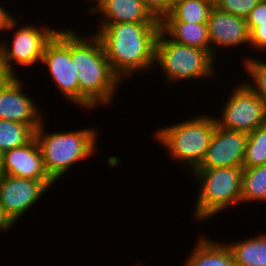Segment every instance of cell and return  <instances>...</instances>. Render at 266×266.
<instances>
[{"mask_svg": "<svg viewBox=\"0 0 266 266\" xmlns=\"http://www.w3.org/2000/svg\"><path fill=\"white\" fill-rule=\"evenodd\" d=\"M160 22L99 24L94 33L102 42L113 72L123 81L139 71L155 67Z\"/></svg>", "mask_w": 266, "mask_h": 266, "instance_id": "1", "label": "cell"}, {"mask_svg": "<svg viewBox=\"0 0 266 266\" xmlns=\"http://www.w3.org/2000/svg\"><path fill=\"white\" fill-rule=\"evenodd\" d=\"M80 36L71 30V60L77 70L79 106L92 110L99 104H111L122 82L113 72L101 40L94 34L89 38Z\"/></svg>", "mask_w": 266, "mask_h": 266, "instance_id": "2", "label": "cell"}, {"mask_svg": "<svg viewBox=\"0 0 266 266\" xmlns=\"http://www.w3.org/2000/svg\"><path fill=\"white\" fill-rule=\"evenodd\" d=\"M45 123L35 130V139L42 153L46 173L54 181L67 173L79 161H83L96 151L98 132L94 128H84L67 132H46Z\"/></svg>", "mask_w": 266, "mask_h": 266, "instance_id": "3", "label": "cell"}, {"mask_svg": "<svg viewBox=\"0 0 266 266\" xmlns=\"http://www.w3.org/2000/svg\"><path fill=\"white\" fill-rule=\"evenodd\" d=\"M216 127V118L206 114L161 127L154 134L174 160L192 167L193 172L203 160Z\"/></svg>", "mask_w": 266, "mask_h": 266, "instance_id": "4", "label": "cell"}, {"mask_svg": "<svg viewBox=\"0 0 266 266\" xmlns=\"http://www.w3.org/2000/svg\"><path fill=\"white\" fill-rule=\"evenodd\" d=\"M193 172L201 186L194 208L197 221L207 220L226 211L227 206L241 203L242 167L195 169Z\"/></svg>", "mask_w": 266, "mask_h": 266, "instance_id": "5", "label": "cell"}, {"mask_svg": "<svg viewBox=\"0 0 266 266\" xmlns=\"http://www.w3.org/2000/svg\"><path fill=\"white\" fill-rule=\"evenodd\" d=\"M154 64L160 66L166 82L212 78L216 73L215 58L207 50L174 42L162 31L156 41Z\"/></svg>", "mask_w": 266, "mask_h": 266, "instance_id": "6", "label": "cell"}, {"mask_svg": "<svg viewBox=\"0 0 266 266\" xmlns=\"http://www.w3.org/2000/svg\"><path fill=\"white\" fill-rule=\"evenodd\" d=\"M17 24L18 20L14 17L6 29L7 32L14 31L11 44L10 41L0 43V70L9 76H17L14 64L26 68L41 62L46 44L59 31L48 26L39 28L35 25L18 28Z\"/></svg>", "mask_w": 266, "mask_h": 266, "instance_id": "7", "label": "cell"}, {"mask_svg": "<svg viewBox=\"0 0 266 266\" xmlns=\"http://www.w3.org/2000/svg\"><path fill=\"white\" fill-rule=\"evenodd\" d=\"M41 63L65 99L79 106V83L71 60V30L60 29L46 44Z\"/></svg>", "mask_w": 266, "mask_h": 266, "instance_id": "8", "label": "cell"}, {"mask_svg": "<svg viewBox=\"0 0 266 266\" xmlns=\"http://www.w3.org/2000/svg\"><path fill=\"white\" fill-rule=\"evenodd\" d=\"M223 106L217 125L227 130L251 133L266 123V102L258 96L246 81L238 84Z\"/></svg>", "mask_w": 266, "mask_h": 266, "instance_id": "9", "label": "cell"}, {"mask_svg": "<svg viewBox=\"0 0 266 266\" xmlns=\"http://www.w3.org/2000/svg\"><path fill=\"white\" fill-rule=\"evenodd\" d=\"M47 189L48 186L41 180L4 174L0 177V206L12 222L16 223Z\"/></svg>", "mask_w": 266, "mask_h": 266, "instance_id": "10", "label": "cell"}, {"mask_svg": "<svg viewBox=\"0 0 266 266\" xmlns=\"http://www.w3.org/2000/svg\"><path fill=\"white\" fill-rule=\"evenodd\" d=\"M248 134L217 125L203 160L196 169L242 167Z\"/></svg>", "mask_w": 266, "mask_h": 266, "instance_id": "11", "label": "cell"}, {"mask_svg": "<svg viewBox=\"0 0 266 266\" xmlns=\"http://www.w3.org/2000/svg\"><path fill=\"white\" fill-rule=\"evenodd\" d=\"M23 81L11 76L0 87V120L28 124L36 130L44 121L39 107L27 94H24Z\"/></svg>", "mask_w": 266, "mask_h": 266, "instance_id": "12", "label": "cell"}, {"mask_svg": "<svg viewBox=\"0 0 266 266\" xmlns=\"http://www.w3.org/2000/svg\"><path fill=\"white\" fill-rule=\"evenodd\" d=\"M210 54L216 58L218 47L228 48L249 44L250 32L246 18L235 16L213 7L207 21ZM215 46V47H214ZM216 50V51H215Z\"/></svg>", "mask_w": 266, "mask_h": 266, "instance_id": "13", "label": "cell"}, {"mask_svg": "<svg viewBox=\"0 0 266 266\" xmlns=\"http://www.w3.org/2000/svg\"><path fill=\"white\" fill-rule=\"evenodd\" d=\"M4 174L43 181L49 188L54 181L46 173L35 137L23 146L3 152Z\"/></svg>", "mask_w": 266, "mask_h": 266, "instance_id": "14", "label": "cell"}, {"mask_svg": "<svg viewBox=\"0 0 266 266\" xmlns=\"http://www.w3.org/2000/svg\"><path fill=\"white\" fill-rule=\"evenodd\" d=\"M90 12L102 15L100 24L158 22L146 10L142 0H98Z\"/></svg>", "mask_w": 266, "mask_h": 266, "instance_id": "15", "label": "cell"}, {"mask_svg": "<svg viewBox=\"0 0 266 266\" xmlns=\"http://www.w3.org/2000/svg\"><path fill=\"white\" fill-rule=\"evenodd\" d=\"M161 31L172 41L210 53L207 23L162 21Z\"/></svg>", "mask_w": 266, "mask_h": 266, "instance_id": "16", "label": "cell"}, {"mask_svg": "<svg viewBox=\"0 0 266 266\" xmlns=\"http://www.w3.org/2000/svg\"><path fill=\"white\" fill-rule=\"evenodd\" d=\"M199 239L185 266H235L232 252L226 243L214 242L208 237Z\"/></svg>", "mask_w": 266, "mask_h": 266, "instance_id": "17", "label": "cell"}, {"mask_svg": "<svg viewBox=\"0 0 266 266\" xmlns=\"http://www.w3.org/2000/svg\"><path fill=\"white\" fill-rule=\"evenodd\" d=\"M235 266H266V234L227 244Z\"/></svg>", "mask_w": 266, "mask_h": 266, "instance_id": "18", "label": "cell"}, {"mask_svg": "<svg viewBox=\"0 0 266 266\" xmlns=\"http://www.w3.org/2000/svg\"><path fill=\"white\" fill-rule=\"evenodd\" d=\"M213 7L211 0H176L171 13L163 21L207 23Z\"/></svg>", "mask_w": 266, "mask_h": 266, "instance_id": "19", "label": "cell"}, {"mask_svg": "<svg viewBox=\"0 0 266 266\" xmlns=\"http://www.w3.org/2000/svg\"><path fill=\"white\" fill-rule=\"evenodd\" d=\"M266 201V164L243 168L241 203Z\"/></svg>", "mask_w": 266, "mask_h": 266, "instance_id": "20", "label": "cell"}, {"mask_svg": "<svg viewBox=\"0 0 266 266\" xmlns=\"http://www.w3.org/2000/svg\"><path fill=\"white\" fill-rule=\"evenodd\" d=\"M35 137V130L28 124L0 120V151L17 148L29 143Z\"/></svg>", "mask_w": 266, "mask_h": 266, "instance_id": "21", "label": "cell"}, {"mask_svg": "<svg viewBox=\"0 0 266 266\" xmlns=\"http://www.w3.org/2000/svg\"><path fill=\"white\" fill-rule=\"evenodd\" d=\"M266 164V123L248 134L242 168Z\"/></svg>", "mask_w": 266, "mask_h": 266, "instance_id": "22", "label": "cell"}, {"mask_svg": "<svg viewBox=\"0 0 266 266\" xmlns=\"http://www.w3.org/2000/svg\"><path fill=\"white\" fill-rule=\"evenodd\" d=\"M253 58L243 61L244 68L251 78L246 84L266 102V63Z\"/></svg>", "mask_w": 266, "mask_h": 266, "instance_id": "23", "label": "cell"}, {"mask_svg": "<svg viewBox=\"0 0 266 266\" xmlns=\"http://www.w3.org/2000/svg\"><path fill=\"white\" fill-rule=\"evenodd\" d=\"M261 0H216L214 6L223 12L246 18Z\"/></svg>", "mask_w": 266, "mask_h": 266, "instance_id": "24", "label": "cell"}, {"mask_svg": "<svg viewBox=\"0 0 266 266\" xmlns=\"http://www.w3.org/2000/svg\"><path fill=\"white\" fill-rule=\"evenodd\" d=\"M146 10L158 22H162L172 11L176 0H142Z\"/></svg>", "mask_w": 266, "mask_h": 266, "instance_id": "25", "label": "cell"}, {"mask_svg": "<svg viewBox=\"0 0 266 266\" xmlns=\"http://www.w3.org/2000/svg\"><path fill=\"white\" fill-rule=\"evenodd\" d=\"M249 32H251L258 23H266V0H261L246 17Z\"/></svg>", "mask_w": 266, "mask_h": 266, "instance_id": "26", "label": "cell"}, {"mask_svg": "<svg viewBox=\"0 0 266 266\" xmlns=\"http://www.w3.org/2000/svg\"><path fill=\"white\" fill-rule=\"evenodd\" d=\"M249 45L263 52L266 50V23H258V26L250 32Z\"/></svg>", "mask_w": 266, "mask_h": 266, "instance_id": "27", "label": "cell"}, {"mask_svg": "<svg viewBox=\"0 0 266 266\" xmlns=\"http://www.w3.org/2000/svg\"><path fill=\"white\" fill-rule=\"evenodd\" d=\"M13 16L0 4V31H6Z\"/></svg>", "mask_w": 266, "mask_h": 266, "instance_id": "28", "label": "cell"}, {"mask_svg": "<svg viewBox=\"0 0 266 266\" xmlns=\"http://www.w3.org/2000/svg\"><path fill=\"white\" fill-rule=\"evenodd\" d=\"M14 223L12 220L7 216L3 208L0 206V231L4 232L9 228H12Z\"/></svg>", "mask_w": 266, "mask_h": 266, "instance_id": "29", "label": "cell"}, {"mask_svg": "<svg viewBox=\"0 0 266 266\" xmlns=\"http://www.w3.org/2000/svg\"><path fill=\"white\" fill-rule=\"evenodd\" d=\"M4 175L3 152L0 151V177Z\"/></svg>", "mask_w": 266, "mask_h": 266, "instance_id": "30", "label": "cell"}, {"mask_svg": "<svg viewBox=\"0 0 266 266\" xmlns=\"http://www.w3.org/2000/svg\"><path fill=\"white\" fill-rule=\"evenodd\" d=\"M11 76L5 75L3 73L0 74V87L10 78Z\"/></svg>", "mask_w": 266, "mask_h": 266, "instance_id": "31", "label": "cell"}]
</instances>
